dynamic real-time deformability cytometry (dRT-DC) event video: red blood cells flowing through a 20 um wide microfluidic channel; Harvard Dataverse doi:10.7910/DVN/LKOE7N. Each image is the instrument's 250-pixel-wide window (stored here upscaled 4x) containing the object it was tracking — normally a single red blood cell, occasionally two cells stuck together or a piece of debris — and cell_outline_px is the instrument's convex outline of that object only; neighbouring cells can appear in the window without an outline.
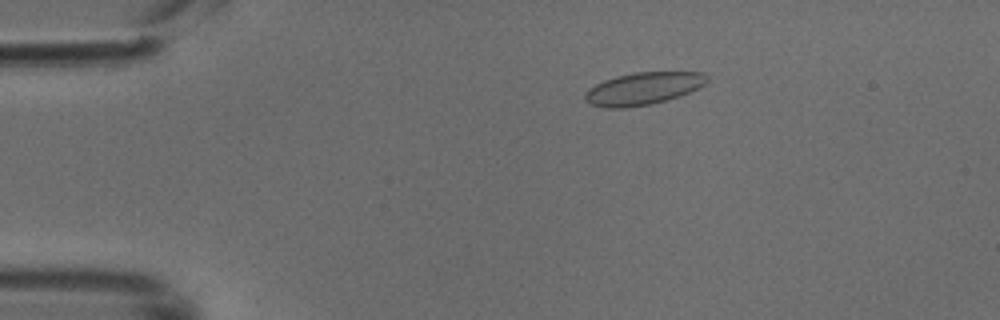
{"species": "common noctule bat (a hibernating species)", "species_latin": "Nyctalus noctula", "temperature_condition": "cold", "stored_images_in_passage": 49, "camera_frame_rate_fps": 3000, "um_per_image_px": 0.085, "animal": {"sex": "male", "body_mass_g": 18.8}, "frame": {"image": 1, "passage_image": 9, "time_ms": 2.667, "image_size_px": [1000, 320], "cell_outline_px": [[708, 80], [704, 84], [680, 96], [668, 100], [652, 104], [624, 108], [604, 108], [592, 104], [584, 96], [584, 92], [588, 88], [604, 80], [616, 76], [632, 72], [704, 72], [708, 76]], "centroid_in_image_um": [54.66, 7.52], "position_along_channel_um": 30.3, "area_um2": 23.06}}
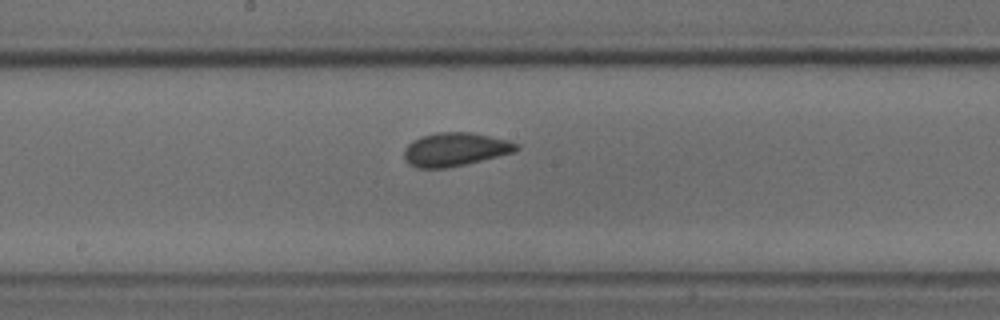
{"frame": {"image": 2, "passage_image": 26, "time_ms": 8.333, "image_size_px": [1000, 320], "cell_outline_px": [[520, 148], [516, 152], [448, 168], [416, 168], [408, 164], [404, 160], [404, 148], [412, 140], [420, 136], [436, 132], [472, 132], [508, 140], [520, 144]], "centroid_in_image_um": [38.68, 12.69], "position_along_channel_um": 209.5, "area_um2": 22.25}}
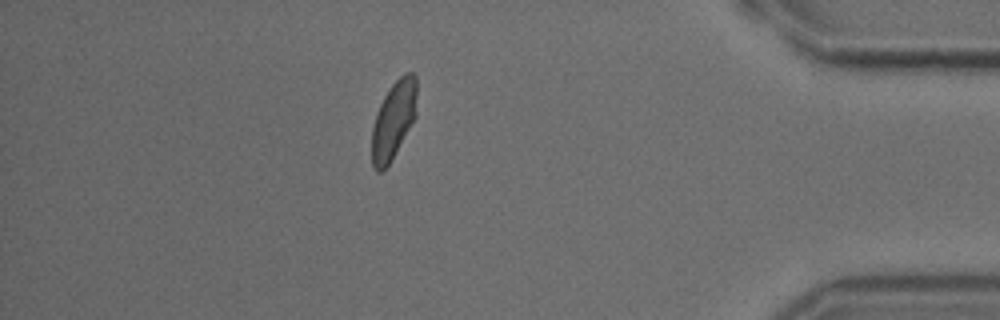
{"frame": {"image": 3, "passage_image": 43, "time_ms": 14.0, "image_size_px": [1000, 320], "cell_outline_px": [[416, 116], [388, 164], [380, 172], [376, 172], [372, 164], [372, 128], [376, 112], [384, 96], [392, 84], [404, 72], [412, 72], [416, 76]], "centroid_in_image_um": [33.44, 10.16], "position_along_channel_um": 401.8, "area_um2": 20.11}}